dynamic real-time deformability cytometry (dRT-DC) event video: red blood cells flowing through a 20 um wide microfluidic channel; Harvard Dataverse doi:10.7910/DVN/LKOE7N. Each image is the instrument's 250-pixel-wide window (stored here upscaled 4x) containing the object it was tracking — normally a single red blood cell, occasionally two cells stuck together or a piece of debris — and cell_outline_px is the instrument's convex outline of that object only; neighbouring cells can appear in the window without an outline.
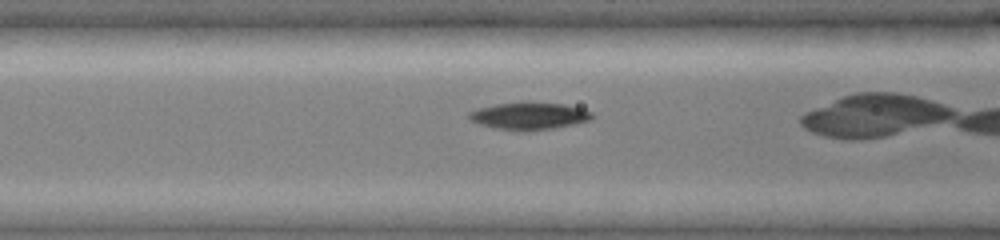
{"species": "common noctule bat (a hibernating species)", "species_latin": "Nyctalus noctula", "temperature_condition": "cold", "stored_images_in_passage": 33, "camera_frame_rate_fps": 3000, "um_per_image_px": 0.085, "animal": {"sex": "female", "body_mass_g": 19.0, "forearm_length_mm": 51.5}, "frame": {"image": 1, "passage_image": 12, "time_ms": 3.667, "image_size_px": [1000, 240], "cell_outline_px": [[592, 120], [552, 128], [520, 132], [496, 128], [480, 124], [472, 120], [468, 116], [468, 112], [476, 108], [496, 104], [524, 100], [528, 100], [564, 104], [580, 108], [592, 112]], "centroid_in_image_um": [44.95, 9.82], "position_along_channel_um": 121.6, "area_um2": 19.94}}
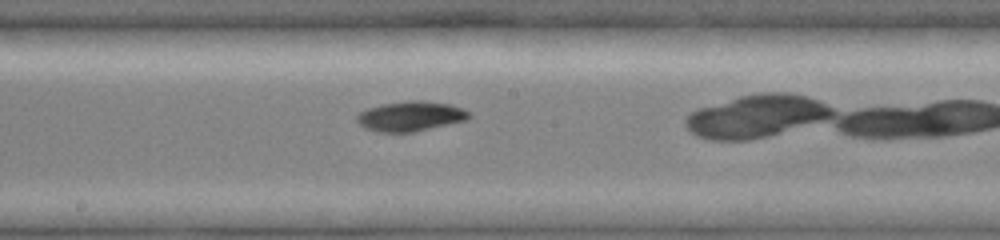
{"frame": {"image": 2, "passage_image": 19, "time_ms": 6.0, "image_size_px": [1000, 240], "cell_outline_px": [[472, 116], [468, 120], [412, 132], [380, 132], [364, 128], [356, 120], [356, 116], [360, 112], [368, 108], [380, 104], [408, 100], [420, 100], [452, 104], [468, 112]], "centroid_in_image_um": [34.89, 9.87], "position_along_channel_um": 213.3, "area_um2": 19.59}}
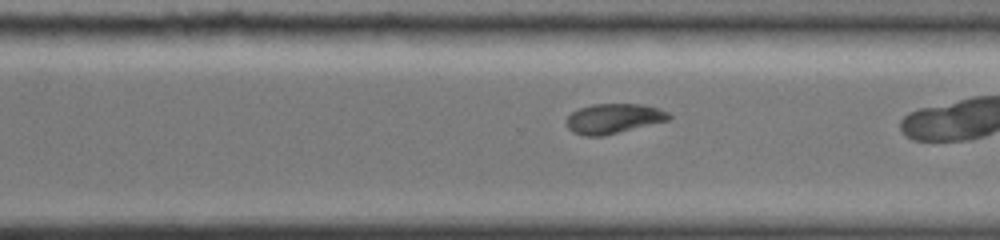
{"frame": {"image": 3, "passage_image": 27, "time_ms": 8.667, "image_size_px": [1000, 240], "cell_outline_px": [[672, 116], [668, 120], [604, 136], [584, 136], [572, 132], [564, 124], [564, 120], [572, 112], [580, 108], [592, 104], [640, 104], [660, 108], [668, 112]], "centroid_in_image_um": [52.11, 10.08], "position_along_channel_um": 318.5, "area_um2": 17.98}}